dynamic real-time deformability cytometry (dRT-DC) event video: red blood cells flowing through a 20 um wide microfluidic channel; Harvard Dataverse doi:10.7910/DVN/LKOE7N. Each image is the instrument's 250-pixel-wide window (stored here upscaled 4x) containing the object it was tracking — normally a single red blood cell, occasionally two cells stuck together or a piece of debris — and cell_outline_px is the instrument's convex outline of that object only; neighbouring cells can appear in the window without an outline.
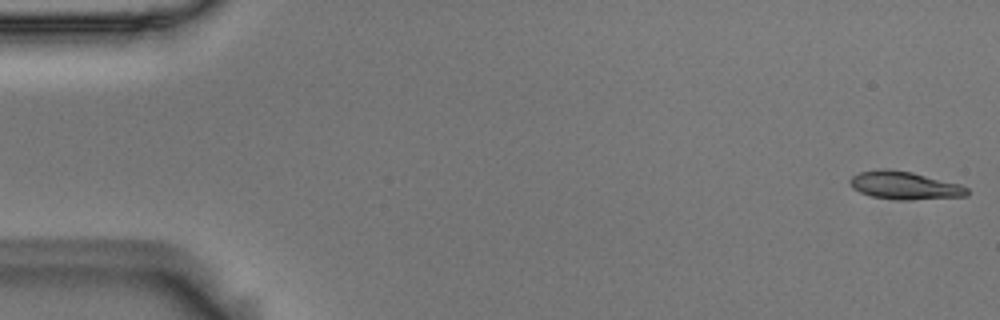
{"species": "Egyptian fruit bat (a non-hibernating species)", "species_latin": "Rousettus aegyptiacus", "temperature_condition": "room temperature", "stored_images_in_passage": 54, "camera_frame_rate_fps": 3000, "um_per_image_px": 0.085, "animal": {"sex": "male"}, "frame": {"image": 1, "passage_image": 1, "time_ms": 0.0, "image_size_px": [1000, 320], "cell_outline_px": [[968, 196], [908, 200], [900, 200], [872, 196], [860, 192], [852, 188], [848, 180], [852, 176], [860, 172], [884, 168], [888, 168], [912, 172], [960, 184], [968, 188]], "centroid_in_image_um": [76.88, 15.76], "position_along_channel_um": 8.1, "area_um2": 19.07}}
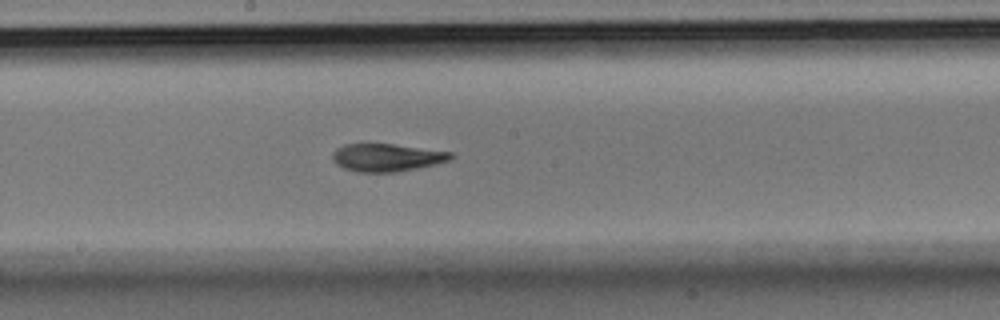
{"frame": {"image": 2, "passage_image": 29, "time_ms": 9.333, "image_size_px": [1000, 320], "cell_outline_px": [[456, 156], [448, 160], [436, 164], [396, 172], [356, 172], [344, 168], [336, 164], [332, 156], [332, 152], [336, 148], [344, 144], [392, 144], [452, 152]], "centroid_in_image_um": [32.86, 13.39], "position_along_channel_um": 215.3, "area_um2": 19.07}}
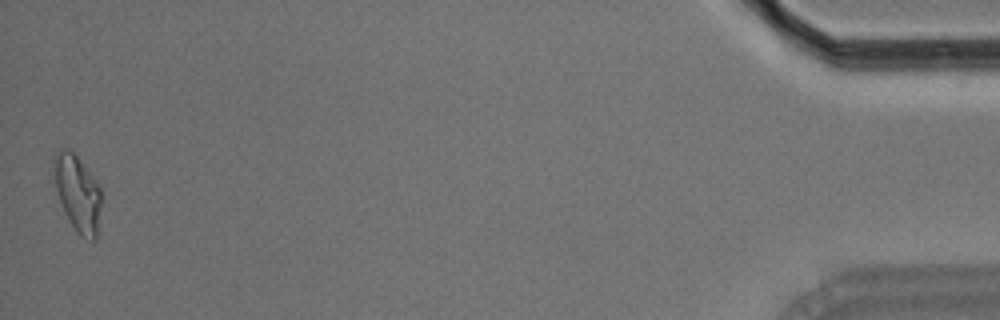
{"frame": {"image": 3, "passage_image": 54, "time_ms": 17.667, "image_size_px": [1000, 320], "cell_outline_px": [[100, 204], [96, 240], [92, 240], [80, 236], [76, 232], [60, 200], [56, 188], [56, 152], [60, 148], [64, 148], [72, 152], [76, 156], [92, 176], [100, 188]], "centroid_in_image_um": [6.63, 16.47], "position_along_channel_um": 428.6, "area_um2": 19.88}, "authors_computed_cell_mechanics": {"area_um2": 19.3341, "velocity_mm_per_s": 3.6709, "shape_relaxation_time_tau1_ms": 4.9049, "shape_relaxation_time_tau2_ms": 1.8949, "deformation_change_tau1": 0.1835, "deformation_change_tau2": 0.0838}}